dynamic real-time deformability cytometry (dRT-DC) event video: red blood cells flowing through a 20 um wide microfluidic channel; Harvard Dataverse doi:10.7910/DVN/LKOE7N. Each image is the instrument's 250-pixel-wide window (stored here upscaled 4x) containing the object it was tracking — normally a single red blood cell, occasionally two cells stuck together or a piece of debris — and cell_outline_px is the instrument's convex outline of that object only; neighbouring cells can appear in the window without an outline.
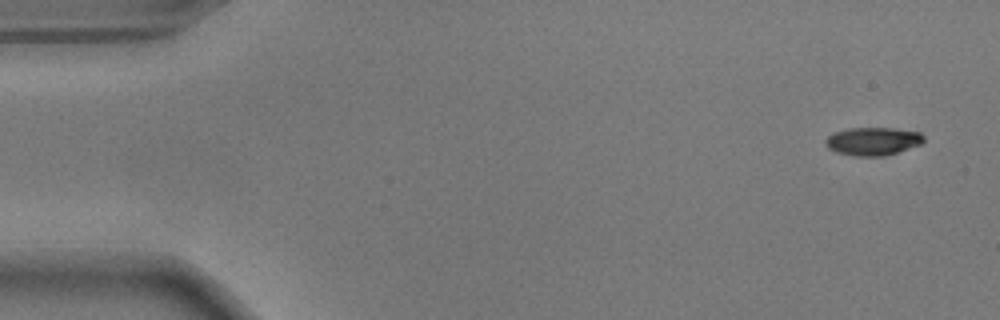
{"species": "common noctule bat (a hibernating species)", "species_latin": "Nyctalus noctula", "temperature_condition": "warm", "stored_images_in_passage": 53, "camera_frame_rate_fps": 3000, "um_per_image_px": 0.085, "animal": {"sex": "male", "body_mass_g": 17.9}, "frame": {"image": 1, "passage_image": 1, "time_ms": 0.0, "image_size_px": [1000, 320], "cell_outline_px": [[924, 140], [920, 144], [884, 156], [856, 156], [836, 152], [828, 148], [824, 144], [824, 140], [832, 132], [848, 128], [892, 128], [920, 132], [924, 136]], "centroid_in_image_um": [74.14, 12.0], "position_along_channel_um": 10.9, "area_um2": 16.07}}
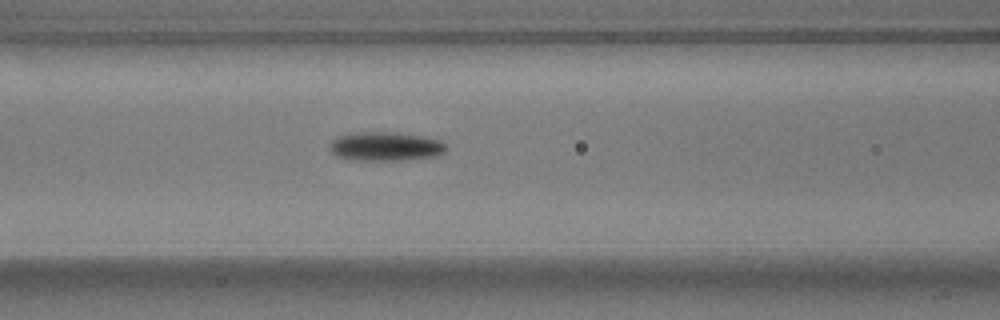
{"frame": {"image": 2, "passage_image": 21, "time_ms": 6.667, "image_size_px": [1000, 320], "cell_outline_px": [[448, 148], [444, 152], [436, 156], [400, 160], [344, 160], [336, 156], [332, 152], [332, 140], [336, 136], [356, 132], [392, 132], [424, 136], [440, 140]], "centroid_in_image_um": [32.76, 12.44], "position_along_channel_um": 133.8, "area_um2": 19.71}}
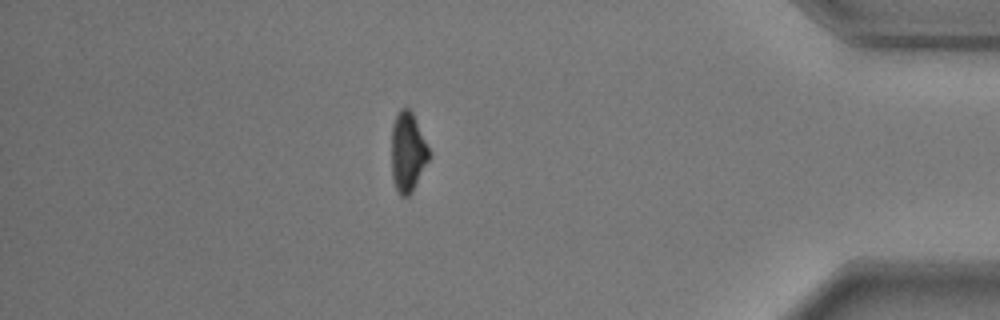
{"frame": {"image": 3, "passage_image": 46, "time_ms": 15.0, "image_size_px": [1000, 320], "cell_outline_px": [[432, 156], [412, 192], [408, 196], [400, 196], [396, 188], [392, 176], [392, 124], [396, 112], [400, 108], [408, 108], [412, 112]], "centroid_in_image_um": [34.66, 12.93], "position_along_channel_um": 400.5, "area_um2": 17.51}, "authors_computed_cell_mechanics": {"area_um2": 17.8024, "velocity_mm_per_s": 3.6832, "shape_relaxation_time_tau1_ms": 3.085, "shape_relaxation_time_tau2_ms": null, "deformation_change_tau1": 0.1524, "deformation_change_tau2": null}}